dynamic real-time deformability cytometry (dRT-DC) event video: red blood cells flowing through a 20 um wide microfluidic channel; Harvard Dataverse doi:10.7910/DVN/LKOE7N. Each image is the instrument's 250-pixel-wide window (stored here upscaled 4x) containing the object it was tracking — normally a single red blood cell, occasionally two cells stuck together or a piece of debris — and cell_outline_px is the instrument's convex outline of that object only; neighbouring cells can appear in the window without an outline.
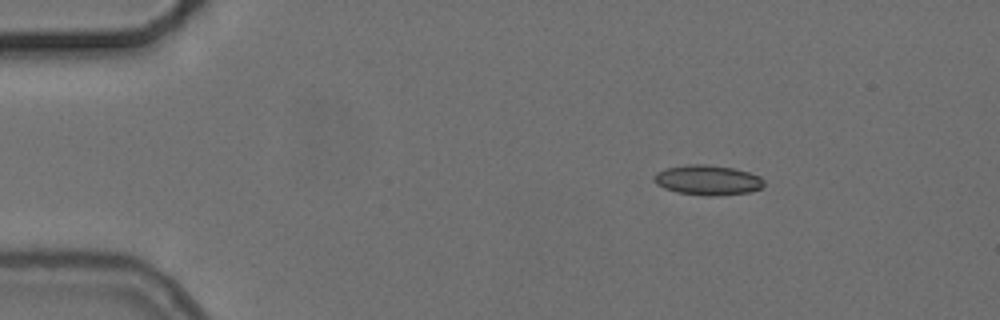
{"species": "common noctule bat (a hibernating species)", "species_latin": "Nyctalus noctula", "temperature_condition": "cold", "stored_images_in_passage": 2, "camera_frame_rate_fps": 3000, "um_per_image_px": 0.085, "animal": {"sex": "female", "body_mass_g": 24.6, "forearm_length_mm": 56.2}, "frame": {"image": 1, "passage_image": 2, "time_ms": 1.333, "image_size_px": [1000, 320], "cell_outline_px": [[764, 184], [760, 188], [752, 192], [716, 196], [704, 196], [676, 192], [664, 188], [656, 184], [652, 180], [652, 176], [656, 172], [664, 168], [688, 164], [704, 164], [732, 168], [748, 172], [760, 176], [764, 180]], "centroid_in_image_um": [60.11, 15.31], "position_along_channel_um": 24.9, "area_um2": 19.48}}